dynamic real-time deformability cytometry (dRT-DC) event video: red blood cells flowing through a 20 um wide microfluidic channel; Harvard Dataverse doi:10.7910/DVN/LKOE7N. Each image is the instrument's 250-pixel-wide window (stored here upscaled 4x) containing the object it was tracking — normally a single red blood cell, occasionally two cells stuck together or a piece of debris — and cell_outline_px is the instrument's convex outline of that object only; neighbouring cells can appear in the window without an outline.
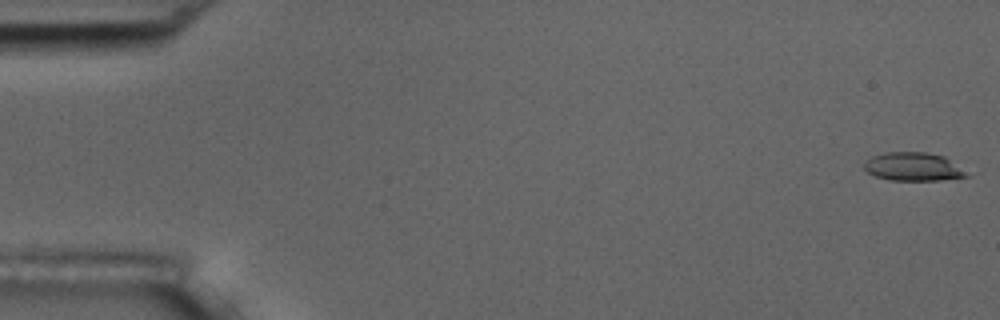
{"species": "common noctule bat (a hibernating species)", "species_latin": "Nyctalus noctula", "temperature_condition": "room temperature", "stored_images_in_passage": 8, "camera_frame_rate_fps": 3000, "um_per_image_px": 0.085, "animal": {"sex": "male", "body_mass_g": 17.5, "forearm_length_mm": 52.3}, "frame": {"image": 1, "passage_image": 1, "time_ms": 0.0, "image_size_px": [1000, 320], "cell_outline_px": [[972, 176], [940, 180], [892, 180], [876, 176], [868, 172], [864, 168], [864, 160], [872, 156], [884, 152], [924, 152], [944, 156]], "centroid_in_image_um": [77.61, 14.17], "position_along_channel_um": 7.4, "area_um2": 16.88}}
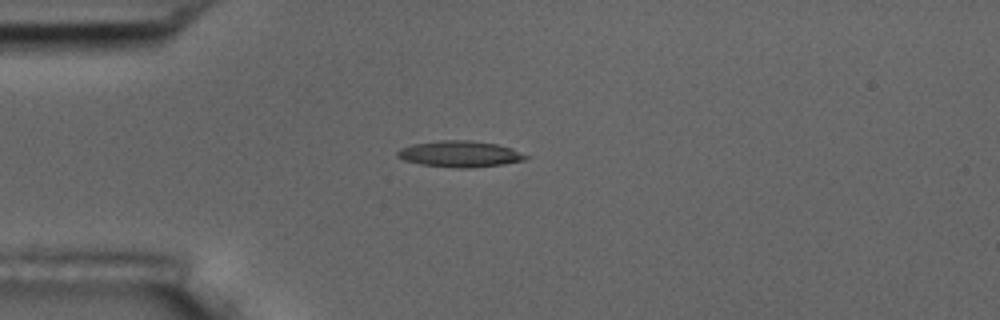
{"frame": {"image": 2, "passage_image": 5, "time_ms": 1.333, "image_size_px": [1000, 320], "cell_outline_px": [[528, 156], [524, 160], [504, 164], [472, 168], [456, 168], [420, 164], [404, 160], [396, 156], [396, 152], [400, 148], [412, 144], [440, 140], [472, 140], [496, 144], [512, 148]], "centroid_in_image_um": [39.06, 13.09], "position_along_channel_um": 45.9, "area_um2": 19.65}}